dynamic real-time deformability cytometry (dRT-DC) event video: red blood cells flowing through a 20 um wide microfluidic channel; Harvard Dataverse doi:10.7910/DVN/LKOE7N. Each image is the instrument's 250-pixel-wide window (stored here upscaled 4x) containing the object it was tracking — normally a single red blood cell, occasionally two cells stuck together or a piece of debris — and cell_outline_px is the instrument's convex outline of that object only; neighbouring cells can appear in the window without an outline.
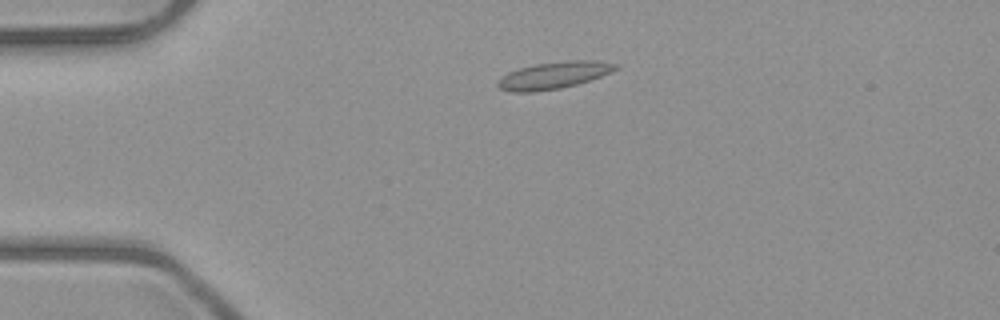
{"species": "common noctule bat (a hibernating species)", "species_latin": "Nyctalus noctula", "temperature_condition": "room temperature", "stored_images_in_passage": 2, "camera_frame_rate_fps": 3000, "um_per_image_px": 0.085, "animal": {"sex": "male", "body_mass_g": 23.1, "forearm_length_mm": 52.7}, "frame": {"image": 1, "passage_image": 1, "time_ms": 0.0, "image_size_px": [1000, 320], "cell_outline_px": [[620, 68], [612, 72], [576, 84], [560, 88], [532, 92], [512, 92], [500, 88], [496, 84], [500, 76], [508, 72], [520, 68], [536, 64], [568, 60], [596, 60], [620, 64]], "centroid_in_image_um": [47.09, 6.39], "position_along_channel_um": 37.9, "area_um2": 18.55}}